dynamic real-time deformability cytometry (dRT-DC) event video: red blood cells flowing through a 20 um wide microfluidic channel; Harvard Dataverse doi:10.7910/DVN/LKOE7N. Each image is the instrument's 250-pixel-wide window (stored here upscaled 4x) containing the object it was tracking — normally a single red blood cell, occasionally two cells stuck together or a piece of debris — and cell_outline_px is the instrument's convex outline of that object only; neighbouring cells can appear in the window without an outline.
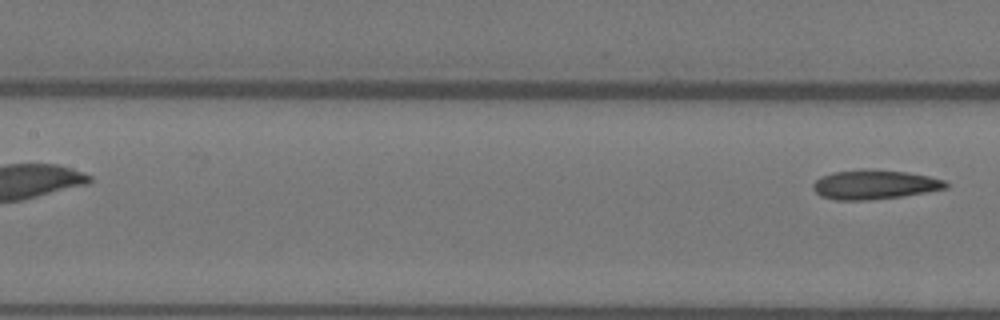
{"species": "Egyptian fruit bat (a non-hibernating species)", "species_latin": "Rousettus aegyptiacus", "temperature_condition": "warm", "stored_images_in_passage": 7, "segment_of_instrument_passage": [2, 2], "camera_frame_rate_fps": 3000, "um_per_image_px": 0.085, "animal": {"sex": "female"}, "frame": {"image": 1, "passage_image": 7, "time_ms": 2.0, "image_size_px": [1000, 320], "cell_outline_px": [[948, 188], [928, 192], [900, 196], [868, 200], [836, 200], [820, 196], [812, 188], [812, 184], [820, 176], [832, 172], [860, 168], [872, 168], [908, 172], [928, 176], [944, 180], [948, 184]], "centroid_in_image_um": [74.3, 15.67], "position_along_channel_um": 133.1, "area_um2": 23.06}}